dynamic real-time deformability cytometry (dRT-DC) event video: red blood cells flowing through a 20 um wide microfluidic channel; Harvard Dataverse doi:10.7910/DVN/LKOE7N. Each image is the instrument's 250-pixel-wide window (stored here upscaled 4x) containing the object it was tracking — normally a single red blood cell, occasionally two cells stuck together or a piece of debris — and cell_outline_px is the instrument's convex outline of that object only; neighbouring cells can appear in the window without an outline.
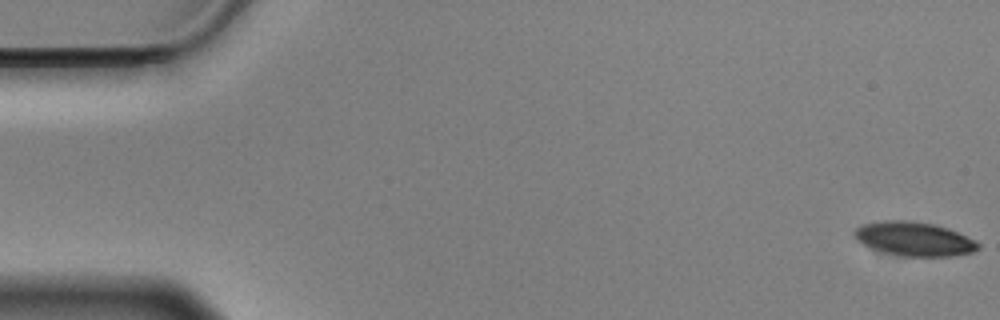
{"species": "Egyptian fruit bat (a non-hibernating species)", "species_latin": "Rousettus aegyptiacus", "temperature_condition": "cold", "stored_images_in_passage": 57, "camera_frame_rate_fps": 3000, "um_per_image_px": 0.085, "animal": {"sex": "male"}, "frame": {"image": 1, "passage_image": 1, "time_ms": 0.0, "image_size_px": [1000, 320], "cell_outline_px": [[980, 248], [972, 252], [952, 256], [904, 256], [884, 252], [872, 248], [864, 244], [852, 232], [860, 224], [880, 220], [912, 220], [936, 224], [948, 228], [976, 240], [980, 244]], "centroid_in_image_um": [77.72, 20.28], "position_along_channel_um": 7.3, "area_um2": 24.62}}
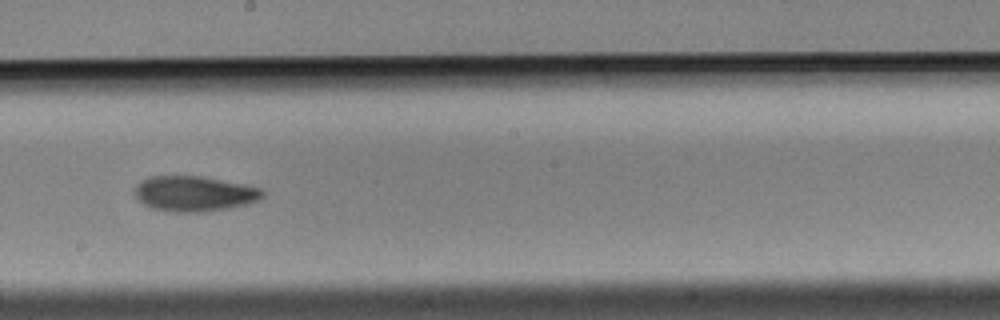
{"frame": {"image": 2, "passage_image": 32, "time_ms": 10.333, "image_size_px": [1000, 320], "cell_outline_px": [[264, 196], [260, 200], [248, 204], [200, 212], [172, 212], [152, 208], [144, 204], [136, 196], [136, 184], [140, 180], [152, 176], [200, 176], [260, 188], [264, 192]], "centroid_in_image_um": [16.5, 16.46], "position_along_channel_um": 231.7, "area_um2": 25.95}}
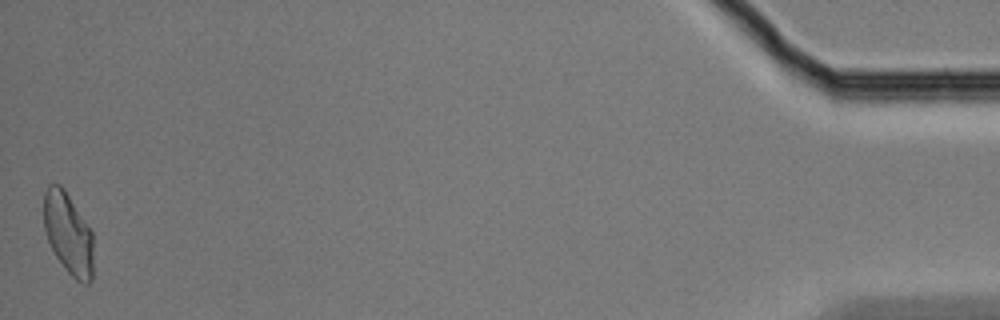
{"frame": {"image": 3, "passage_image": 57, "time_ms": 18.667, "image_size_px": [1000, 320], "cell_outline_px": [[92, 280], [88, 284], [84, 284], [76, 280], [64, 268], [56, 256], [48, 240], [44, 228], [44, 192], [48, 184], [60, 184], [64, 188], [92, 232]], "centroid_in_image_um": [5.79, 19.85], "position_along_channel_um": 429.4, "area_um2": 23.41}, "authors_computed_cell_mechanics": {"area_um2": 24.9696, "velocity_mm_per_s": 3.5143, "shape_relaxation_time_tau1_ms": 4.3996, "shape_relaxation_time_tau2_ms": 7.961, "deformation_change_tau1": 0.1341, "deformation_change_tau2": 0.1559}}